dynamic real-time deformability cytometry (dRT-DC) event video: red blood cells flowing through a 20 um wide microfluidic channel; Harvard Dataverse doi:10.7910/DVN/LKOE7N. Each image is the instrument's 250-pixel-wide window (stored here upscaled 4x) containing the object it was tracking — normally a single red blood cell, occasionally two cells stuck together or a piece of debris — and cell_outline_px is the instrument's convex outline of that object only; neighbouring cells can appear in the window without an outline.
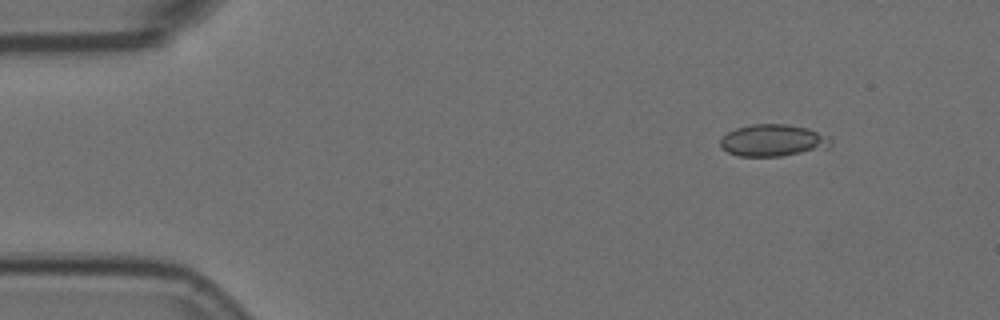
{"species": "Egyptian fruit bat (a non-hibernating species)", "species_latin": "Rousettus aegyptiacus", "temperature_condition": "room temperature", "stored_images_in_passage": 4, "camera_frame_rate_fps": 3000, "um_per_image_px": 0.085, "animal": {"sex": "female"}, "frame": {"image": 1, "passage_image": 1, "time_ms": 0.0, "image_size_px": [1000, 320], "cell_outline_px": [[832, 144], [828, 148], [780, 156], [736, 156], [720, 148], [720, 140], [728, 132], [736, 128], [752, 124], [788, 124], [808, 128], [828, 136]], "centroid_in_image_um": [65.69, 11.93], "position_along_channel_um": 19.3, "area_um2": 20.58}}